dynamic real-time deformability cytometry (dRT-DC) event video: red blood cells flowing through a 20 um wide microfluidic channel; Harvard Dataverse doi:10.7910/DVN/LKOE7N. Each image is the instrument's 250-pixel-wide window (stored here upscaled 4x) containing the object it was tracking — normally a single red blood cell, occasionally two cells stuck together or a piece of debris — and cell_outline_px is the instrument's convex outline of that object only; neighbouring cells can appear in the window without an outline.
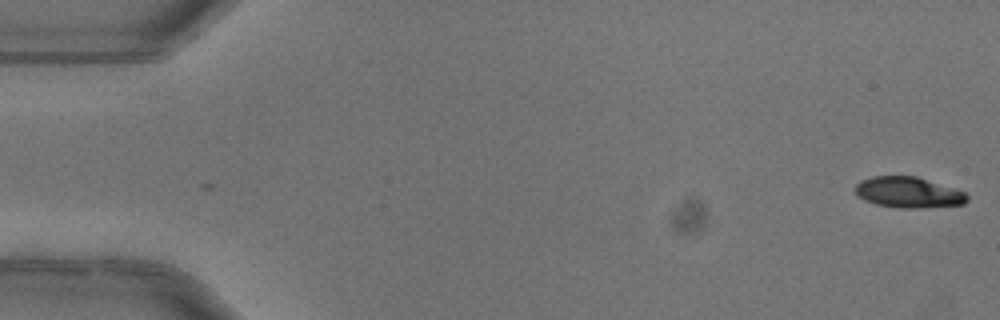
{"species": "common noctule bat (a hibernating species)", "species_latin": "Nyctalus noctula", "temperature_condition": "warm", "stored_images_in_passage": 5, "camera_frame_rate_fps": 3000, "um_per_image_px": 0.085, "animal": {"sex": "female"}, "frame": {"image": 1, "passage_image": 1, "time_ms": 0.0, "image_size_px": [1000, 320], "cell_outline_px": [[968, 200], [964, 204], [916, 208], [900, 208], [876, 204], [864, 200], [856, 192], [856, 184], [860, 180], [872, 176], [916, 176], [964, 192], [968, 196]], "centroid_in_image_um": [77.19, 16.35], "position_along_channel_um": 7.8, "area_um2": 19.83}}
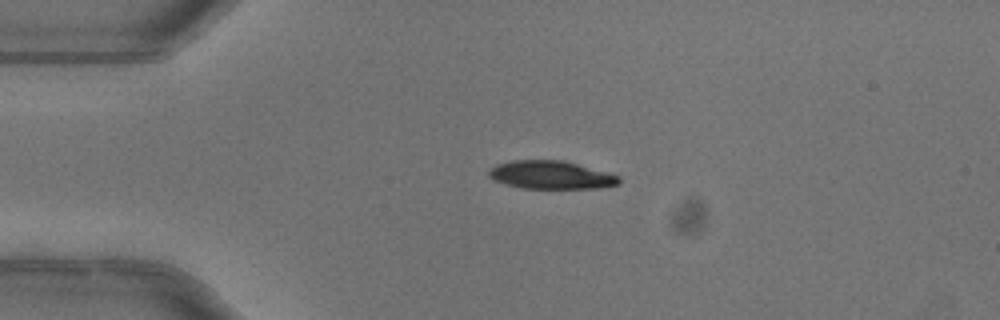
{"frame": {"image": 2, "passage_image": 4, "time_ms": 1.0, "image_size_px": [1000, 320], "cell_outline_px": [[620, 184], [600, 188], [520, 188], [492, 180], [488, 176], [488, 168], [496, 164], [512, 160], [564, 160], [620, 176]], "centroid_in_image_um": [46.79, 14.87], "position_along_channel_um": 38.2, "area_um2": 21.5}}